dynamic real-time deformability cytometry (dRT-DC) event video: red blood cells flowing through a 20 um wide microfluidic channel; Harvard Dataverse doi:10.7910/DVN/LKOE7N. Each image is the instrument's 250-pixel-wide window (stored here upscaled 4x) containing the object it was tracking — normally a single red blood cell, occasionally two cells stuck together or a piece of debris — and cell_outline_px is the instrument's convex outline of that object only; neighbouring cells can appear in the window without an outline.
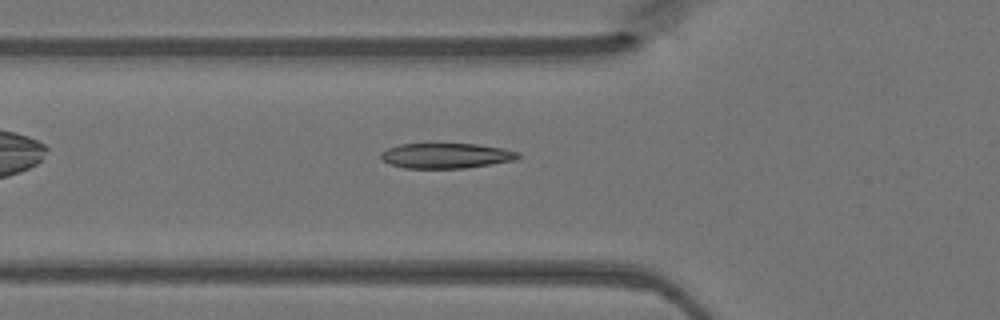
{"species": "Egyptian fruit bat (a non-hibernating species)", "species_latin": "Rousettus aegyptiacus", "temperature_condition": "warm", "stored_images_in_passage": 33, "camera_frame_rate_fps": 3000, "um_per_image_px": 0.085, "animal": {"sex": "female"}, "frame": {"image": 1, "passage_image": 6, "time_ms": 1.667, "image_size_px": [1000, 320], "cell_outline_px": [[520, 156], [516, 160], [464, 168], [404, 168], [388, 164], [380, 156], [380, 152], [388, 148], [400, 144], [428, 140], [476, 144], [504, 148], [520, 152]], "centroid_in_image_um": [37.87, 13.18], "position_along_channel_um": 87.9, "area_um2": 21.27}}
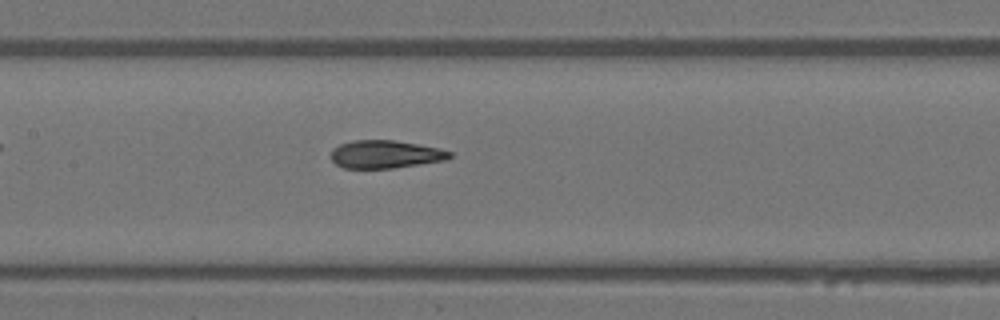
{"frame": {"image": 2, "passage_image": 12, "time_ms": 3.667, "image_size_px": [1000, 320], "cell_outline_px": [[452, 156], [448, 160], [392, 168], [344, 168], [336, 164], [332, 160], [332, 148], [340, 144], [352, 140], [392, 140], [440, 148], [452, 152]], "centroid_in_image_um": [32.77, 13.11], "position_along_channel_um": 174.6, "area_um2": 19.31}}
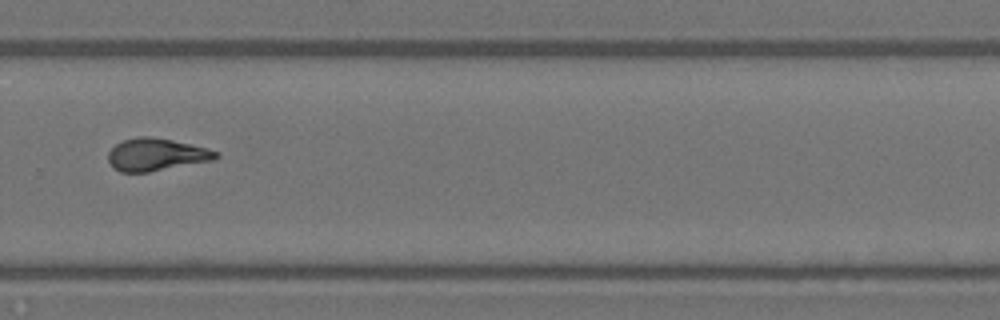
{"frame": {"image": 3, "passage_image": 22, "time_ms": 7.0, "image_size_px": [1000, 320], "cell_outline_px": [[220, 156], [216, 160], [148, 172], [120, 172], [112, 168], [108, 160], [108, 152], [116, 144], [124, 140], [140, 136], [152, 136], [172, 140], [208, 148], [220, 152]], "centroid_in_image_um": [13.31, 13.14], "position_along_channel_um": 316.5, "area_um2": 20.58}}